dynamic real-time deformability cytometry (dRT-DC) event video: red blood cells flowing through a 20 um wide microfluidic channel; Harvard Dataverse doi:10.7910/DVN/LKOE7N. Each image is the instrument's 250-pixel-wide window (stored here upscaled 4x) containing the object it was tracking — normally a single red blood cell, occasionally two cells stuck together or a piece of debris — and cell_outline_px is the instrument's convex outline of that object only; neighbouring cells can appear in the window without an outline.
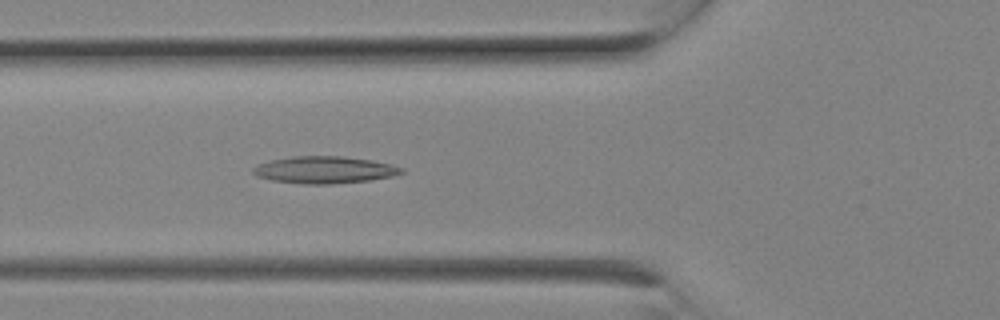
{"species": "Egyptian fruit bat (a non-hibernating species)", "species_latin": "Rousettus aegyptiacus", "temperature_condition": "room temperature", "stored_images_in_passage": 4, "camera_frame_rate_fps": 3000, "um_per_image_px": 0.085, "animal": {"sex": "female"}, "frame": {"image": 1, "passage_image": 4, "time_ms": 1.0, "image_size_px": [1000, 320], "cell_outline_px": [[404, 172], [392, 176], [368, 180], [332, 184], [304, 184], [272, 180], [256, 176], [252, 172], [252, 168], [256, 164], [272, 160], [292, 156], [344, 156], [372, 160], [392, 164], [404, 168]], "centroid_in_image_um": [27.57, 14.43], "position_along_channel_um": 98.2, "area_um2": 23.47}}